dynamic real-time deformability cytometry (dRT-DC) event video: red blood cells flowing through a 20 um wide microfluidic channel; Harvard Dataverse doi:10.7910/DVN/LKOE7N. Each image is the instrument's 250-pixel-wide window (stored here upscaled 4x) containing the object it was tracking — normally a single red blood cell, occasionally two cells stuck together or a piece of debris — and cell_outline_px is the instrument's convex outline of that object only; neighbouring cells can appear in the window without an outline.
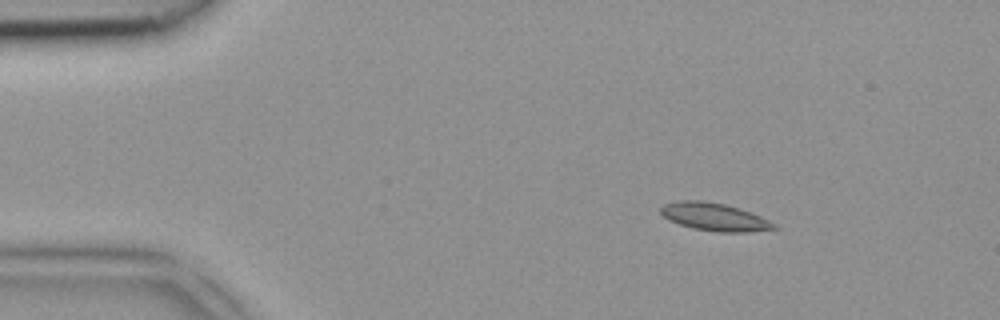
{"species": "common noctule bat (a hibernating species)", "species_latin": "Nyctalus noctula", "temperature_condition": "room temperature", "stored_images_in_passage": 3, "camera_frame_rate_fps": 3000, "um_per_image_px": 0.085, "animal": {"sex": "female", "body_mass_g": 18.4}, "frame": {"image": 1, "passage_image": 1, "time_ms": 0.0, "image_size_px": [1000, 320], "cell_outline_px": [[780, 228], [748, 232], [716, 232], [692, 228], [668, 220], [660, 212], [660, 208], [664, 204], [680, 200], [704, 200], [724, 204], [740, 208], [760, 216], [776, 224]], "centroid_in_image_um": [60.73, 18.43], "position_along_channel_um": 24.3, "area_um2": 18.44}}
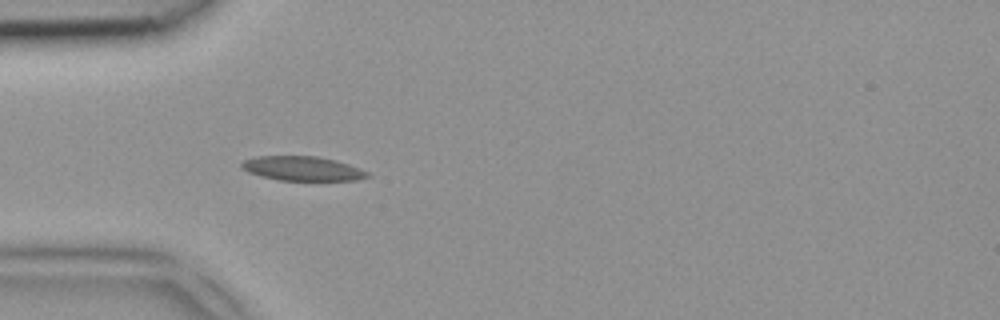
{"frame": {"image": 2, "passage_image": 3, "time_ms": 0.667, "image_size_px": [1000, 320], "cell_outline_px": [[372, 176], [356, 180], [280, 180], [260, 176], [248, 172], [240, 168], [240, 164], [244, 160], [256, 156], [316, 156], [336, 160], [348, 164], [368, 172]], "centroid_in_image_um": [25.68, 14.32], "position_along_channel_um": 59.3, "area_um2": 17.86}}